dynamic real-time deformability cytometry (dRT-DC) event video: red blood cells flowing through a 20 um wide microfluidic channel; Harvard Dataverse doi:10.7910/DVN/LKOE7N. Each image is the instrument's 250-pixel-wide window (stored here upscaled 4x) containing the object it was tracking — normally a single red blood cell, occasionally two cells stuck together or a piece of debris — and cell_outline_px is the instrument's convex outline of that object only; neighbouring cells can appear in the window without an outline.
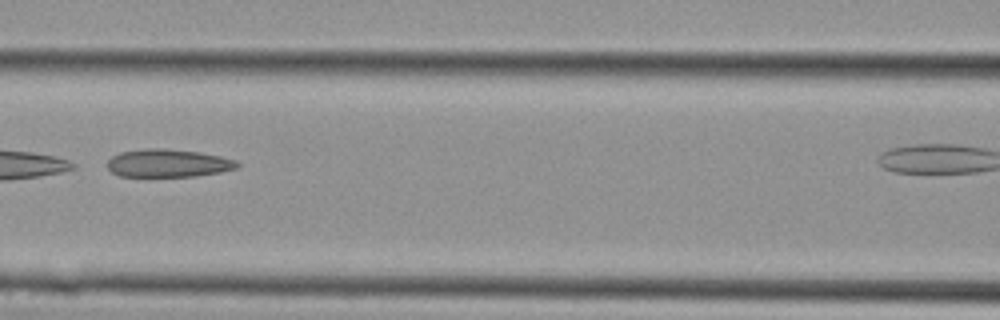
{"species": "Egyptian fruit bat (a non-hibernating species)", "species_latin": "Rousettus aegyptiacus", "temperature_condition": "cold", "stored_images_in_passage": 14, "camera_frame_rate_fps": 3000, "um_per_image_px": 0.085, "animal": {"sex": "female"}, "frame": {"image": 1, "passage_image": 12, "time_ms": 3.667, "image_size_px": [1000, 320], "cell_outline_px": [[240, 164], [236, 168], [220, 172], [196, 176], [120, 176], [112, 172], [108, 168], [108, 160], [112, 156], [120, 152], [148, 148], [164, 148], [196, 152], [220, 156], [236, 160]], "centroid_in_image_um": [14.28, 13.87], "position_along_channel_um": 152.3, "area_um2": 20.98}}